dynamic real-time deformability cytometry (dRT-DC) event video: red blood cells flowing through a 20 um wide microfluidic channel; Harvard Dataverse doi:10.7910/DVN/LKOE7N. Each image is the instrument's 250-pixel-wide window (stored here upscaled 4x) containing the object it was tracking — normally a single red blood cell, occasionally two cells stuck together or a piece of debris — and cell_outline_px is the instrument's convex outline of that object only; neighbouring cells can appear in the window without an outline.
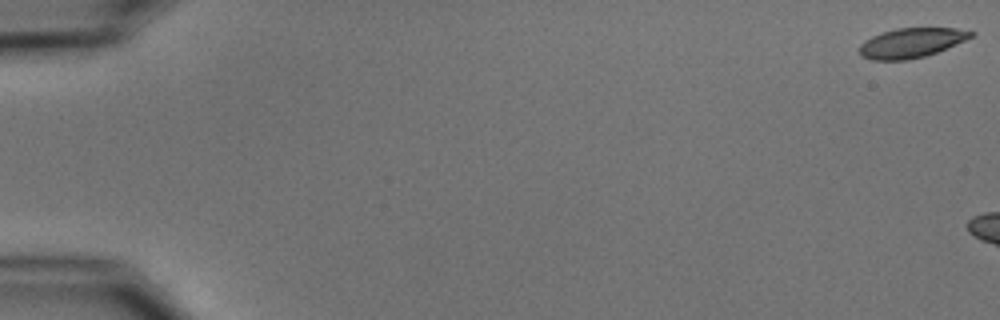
{"species": "common noctule bat (a hibernating species)", "species_latin": "Nyctalus noctula", "temperature_condition": "cold", "stored_images_in_passage": 3, "camera_frame_rate_fps": 3000, "um_per_image_px": 0.085, "animal": {"sex": "male", "body_mass_g": 15.6}, "frame": {"image": 1, "passage_image": 1, "time_ms": 0.0, "image_size_px": [1000, 320], "cell_outline_px": [[976, 32], [972, 36], [964, 40], [936, 52], [924, 56], [904, 60], [872, 60], [860, 56], [860, 44], [864, 40], [872, 36], [896, 28], [956, 28]], "centroid_in_image_um": [77.42, 3.64], "position_along_channel_um": 7.6, "area_um2": 19.02}}